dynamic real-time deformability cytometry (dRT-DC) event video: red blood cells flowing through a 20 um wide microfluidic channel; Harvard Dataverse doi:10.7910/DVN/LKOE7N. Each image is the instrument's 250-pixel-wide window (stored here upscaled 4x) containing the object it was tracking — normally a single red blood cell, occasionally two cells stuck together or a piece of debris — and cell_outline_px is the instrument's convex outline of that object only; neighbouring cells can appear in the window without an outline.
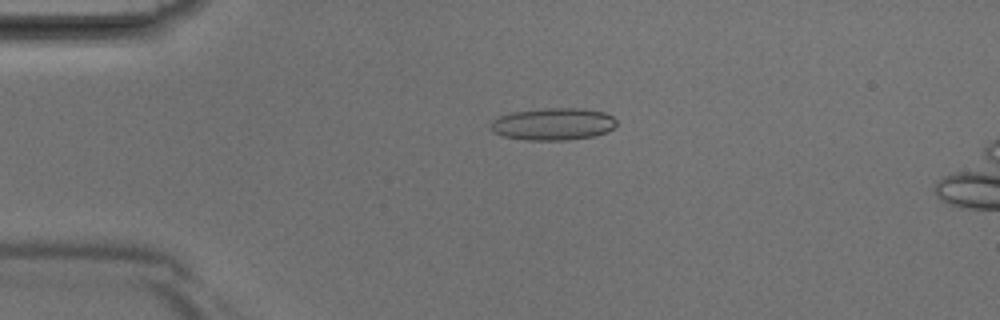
{"species": "Egyptian fruit bat (a non-hibernating species)", "species_latin": "Rousettus aegyptiacus", "temperature_condition": "room temperature", "stored_images_in_passage": 40, "camera_frame_rate_fps": 3000, "um_per_image_px": 0.085, "animal": {"sex": "male"}, "frame": {"image": 1, "passage_image": 9, "time_ms": 2.667, "image_size_px": [1000, 320], "cell_outline_px": [[616, 124], [608, 132], [596, 136], [568, 140], [524, 140], [500, 136], [492, 132], [488, 128], [488, 124], [492, 120], [500, 116], [512, 112], [548, 108], [584, 108], [604, 112], [612, 116], [616, 120]], "centroid_in_image_um": [46.98, 10.55], "position_along_channel_um": 38.0, "area_um2": 24.04}}
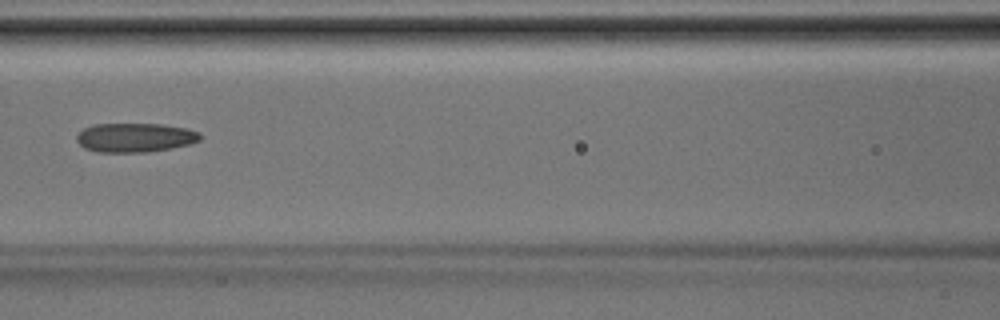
{"frame": {"image": 2, "passage_image": 18, "time_ms": 5.667, "image_size_px": [1000, 320], "cell_outline_px": [[200, 140], [188, 144], [172, 148], [148, 152], [96, 152], [84, 148], [76, 140], [76, 136], [84, 128], [92, 124], [160, 124], [184, 128], [200, 132]], "centroid_in_image_um": [11.45, 11.7], "position_along_channel_um": 155.2, "area_um2": 20.92}}
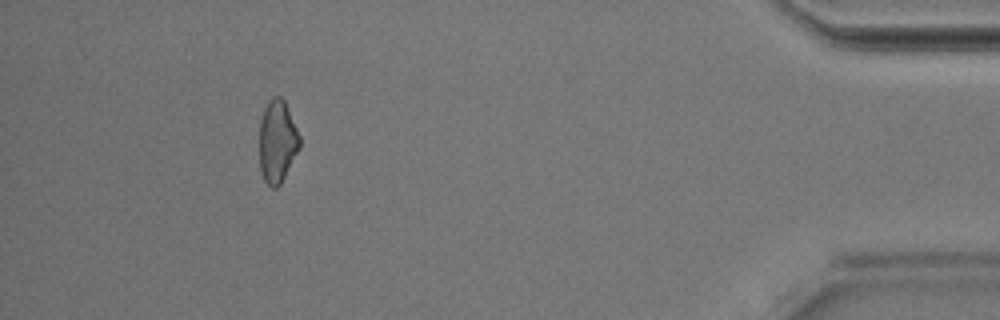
{"frame": {"image": 3, "passage_image": 37, "time_ms": 12.0, "image_size_px": [1000, 320], "cell_outline_px": [[300, 148], [280, 184], [276, 188], [272, 188], [264, 180], [260, 168], [260, 120], [264, 108], [268, 100], [272, 96], [280, 96], [284, 100], [300, 136]], "centroid_in_image_um": [23.57, 12.0], "position_along_channel_um": 411.6, "area_um2": 19.31}}